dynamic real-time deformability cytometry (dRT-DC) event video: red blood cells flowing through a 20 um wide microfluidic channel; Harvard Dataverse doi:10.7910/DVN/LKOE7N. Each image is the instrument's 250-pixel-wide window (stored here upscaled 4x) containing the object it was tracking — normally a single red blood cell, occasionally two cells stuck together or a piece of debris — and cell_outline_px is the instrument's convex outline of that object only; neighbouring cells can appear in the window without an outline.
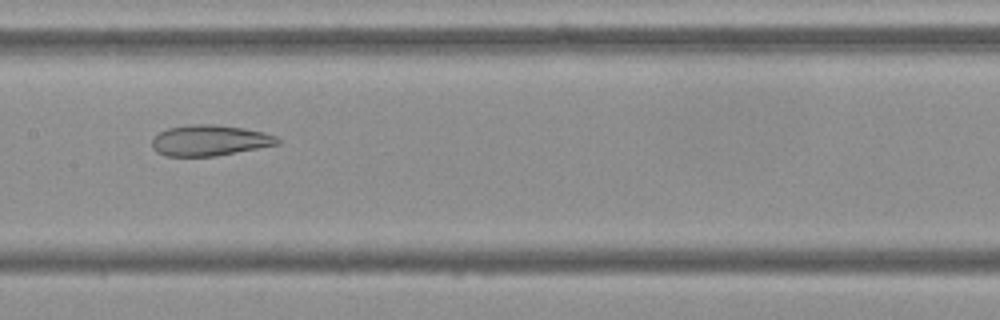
{"species": "Egyptian fruit bat (a non-hibernating species)", "species_latin": "Rousettus aegyptiacus", "temperature_condition": "cold", "stored_images_in_passage": 45, "camera_frame_rate_fps": 3000, "um_per_image_px": 0.085, "frame": {"image": 1, "passage_image": 18, "time_ms": 5.667, "image_size_px": [1000, 320], "cell_outline_px": [[280, 144], [216, 156], [164, 156], [156, 152], [152, 148], [152, 140], [160, 132], [168, 128], [192, 124], [216, 124], [244, 128], [264, 132], [276, 136], [280, 140]], "centroid_in_image_um": [17.83, 11.94], "position_along_channel_um": 189.6, "area_um2": 22.6}}
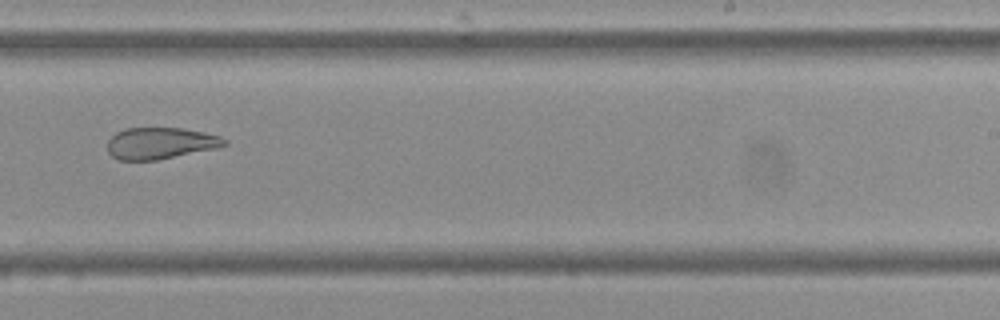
{"frame": {"image": 2, "passage_image": 25, "time_ms": 8.0, "image_size_px": [1000, 320], "cell_outline_px": [[228, 144], [216, 148], [156, 160], [120, 160], [112, 156], [108, 152], [108, 140], [116, 132], [124, 128], [184, 128], [204, 132], [220, 136], [228, 140]], "centroid_in_image_um": [13.64, 12.16], "position_along_channel_um": 275.4, "area_um2": 21.5}}
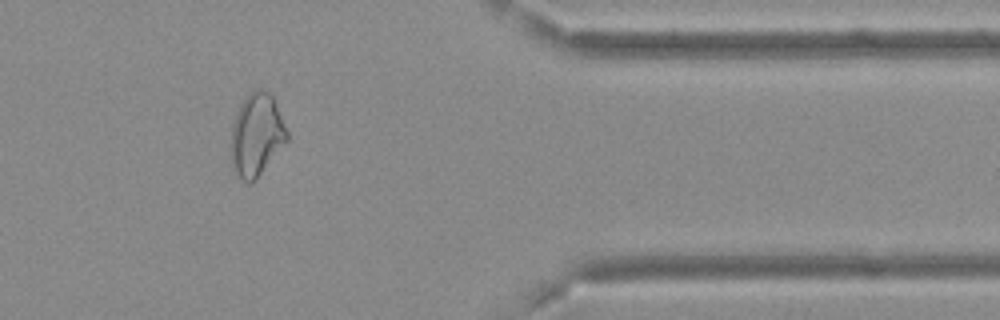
{"frame": {"image": 3, "passage_image": 36, "time_ms": 11.667, "image_size_px": [1000, 320], "cell_outline_px": [[288, 140], [256, 180], [248, 184], [240, 180], [236, 176], [232, 168], [232, 124], [236, 112], [244, 96], [248, 92], [256, 88], [260, 88], [268, 92], [272, 96], [276, 104], [288, 132]], "centroid_in_image_um": [21.8, 11.47], "position_along_channel_um": 389.6, "area_um2": 27.22}, "authors_computed_cell_mechanics": {"area_um2": 26.588, "velocity_mm_per_s": 3.6895, "shape_relaxation_time_tau1_ms": null, "shape_relaxation_time_tau2_ms": 2.9809, "deformation_change_tau1": null, "deformation_change_tau2": 0.1158}}